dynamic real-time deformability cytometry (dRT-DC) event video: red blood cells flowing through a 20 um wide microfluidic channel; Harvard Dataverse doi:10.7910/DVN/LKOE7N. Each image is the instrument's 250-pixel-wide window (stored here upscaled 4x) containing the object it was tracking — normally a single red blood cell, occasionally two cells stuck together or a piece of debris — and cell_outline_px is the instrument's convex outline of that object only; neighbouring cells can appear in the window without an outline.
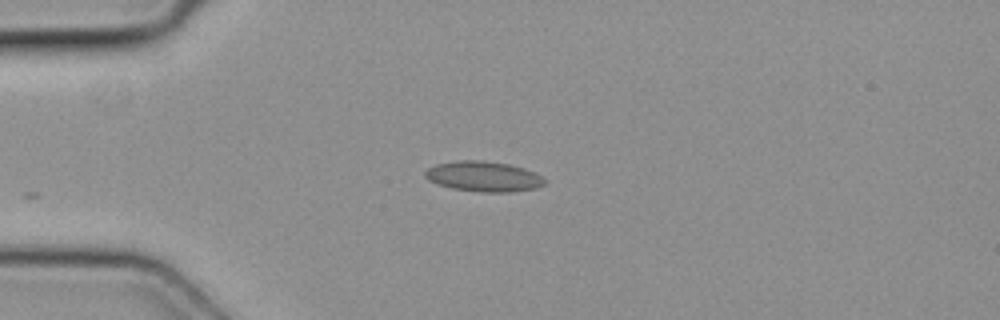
{"species": "common noctule bat (a hibernating species)", "species_latin": "Nyctalus noctula", "temperature_condition": "cold", "stored_images_in_passage": 3, "camera_frame_rate_fps": 3000, "um_per_image_px": 0.085, "animal": {"sex": "female", "body_mass_g": 19.3, "forearm_length_mm": 54.1}, "frame": {"image": 1, "passage_image": 3, "time_ms": 0.667, "image_size_px": [1000, 320], "cell_outline_px": [[548, 180], [544, 184], [536, 188], [512, 192], [480, 192], [452, 188], [436, 184], [428, 180], [424, 176], [424, 172], [428, 168], [436, 164], [460, 160], [480, 160], [508, 164], [524, 168], [536, 172]], "centroid_in_image_um": [41.12, 15.0], "position_along_channel_um": 43.9, "area_um2": 21.27}}